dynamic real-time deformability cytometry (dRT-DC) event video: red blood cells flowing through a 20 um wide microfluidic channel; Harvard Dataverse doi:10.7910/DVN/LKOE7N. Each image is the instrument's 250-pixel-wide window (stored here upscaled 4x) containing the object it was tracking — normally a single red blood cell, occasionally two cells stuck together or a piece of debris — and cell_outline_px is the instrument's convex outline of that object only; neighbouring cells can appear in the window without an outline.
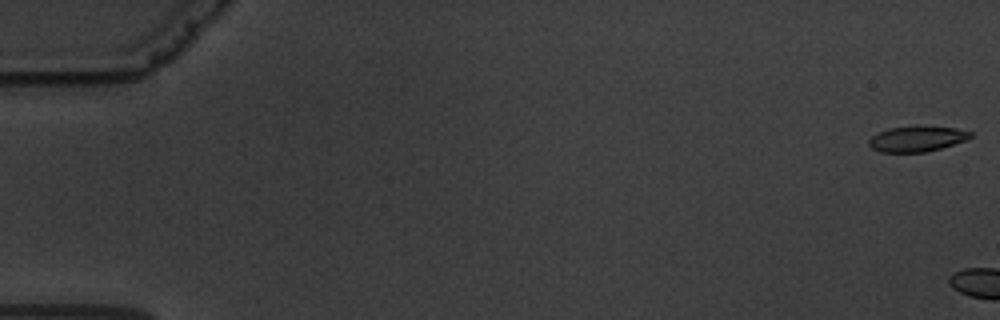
{"species": "common noctule bat (a hibernating species)", "species_latin": "Nyctalus noctula", "temperature_condition": "warm", "stored_images_in_passage": 5, "camera_frame_rate_fps": 3000, "um_per_image_px": 0.085, "animal": {"sex": "male", "body_mass_g": 19.5, "forearm_length_mm": 54.6}, "frame": {"image": 1, "passage_image": 1, "time_ms": 0.0, "image_size_px": [1000, 320], "cell_outline_px": [[972, 136], [968, 140], [928, 152], [880, 152], [872, 148], [868, 144], [868, 140], [872, 136], [888, 128], [956, 128], [972, 132]], "centroid_in_image_um": [77.95, 11.84], "position_along_channel_um": 7.0, "area_um2": 14.62}}